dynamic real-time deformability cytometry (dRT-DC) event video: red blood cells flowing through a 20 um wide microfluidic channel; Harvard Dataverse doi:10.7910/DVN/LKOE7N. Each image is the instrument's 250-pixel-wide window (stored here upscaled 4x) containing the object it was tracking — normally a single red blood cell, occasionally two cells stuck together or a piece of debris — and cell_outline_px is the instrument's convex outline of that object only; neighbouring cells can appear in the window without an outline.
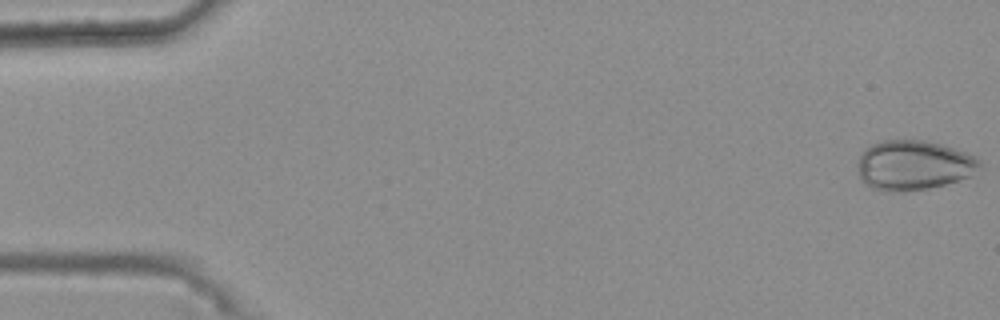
{"species": "common noctule bat (a hibernating species)", "species_latin": "Nyctalus noctula", "temperature_condition": "warm", "stored_images_in_passage": 47, "camera_frame_rate_fps": 3000, "um_per_image_px": 0.085, "animal": {"sex": "female", "body_mass_g": 25.1}, "frame": {"image": 1, "passage_image": 1, "time_ms": 0.0, "image_size_px": [1000, 320], "cell_outline_px": [[980, 168], [968, 176], [960, 180], [928, 188], [896, 192], [880, 192], [872, 188], [860, 176], [860, 156], [872, 144], [880, 140], [928, 140], [968, 152], [976, 156], [980, 160]], "centroid_in_image_um": [77.71, 14.03], "position_along_channel_um": 7.3, "area_um2": 35.2}}
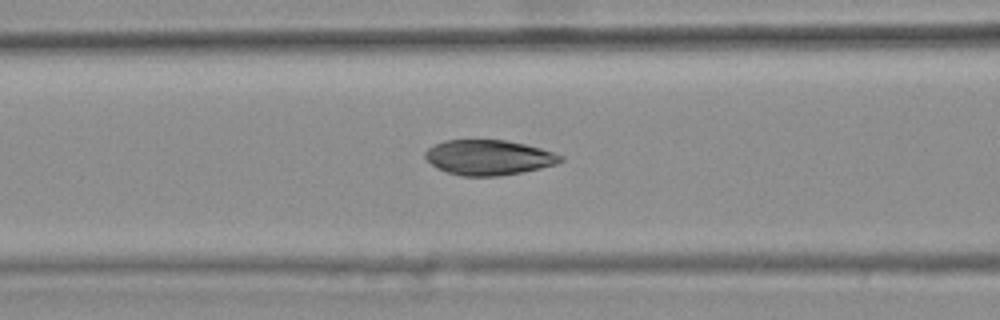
{"frame": {"image": 2, "passage_image": 22, "time_ms": 7.0, "image_size_px": [1000, 320], "cell_outline_px": [[564, 160], [556, 164], [540, 168], [500, 176], [460, 176], [436, 168], [424, 156], [424, 152], [428, 148], [444, 140], [504, 140], [524, 144], [540, 148], [564, 156]], "centroid_in_image_um": [41.53, 13.39], "position_along_channel_um": 125.1, "area_um2": 27.57}}
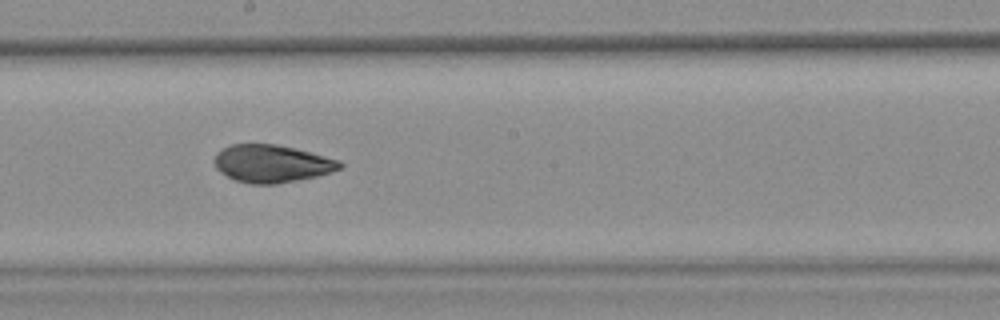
{"frame": {"image": 3, "passage_image": 30, "time_ms": 9.667, "image_size_px": [1000, 320], "cell_outline_px": [[344, 164], [340, 168], [332, 172], [316, 176], [276, 184], [248, 184], [236, 180], [220, 172], [216, 168], [212, 160], [216, 152], [232, 144], [276, 144], [296, 148], [312, 152], [340, 160]], "centroid_in_image_um": [23.09, 13.9], "position_along_channel_um": 225.1, "area_um2": 27.69}, "authors_computed_cell_mechanics": {"area_um2": 29.2468, "velocity_mm_per_s": 3.758, "shape_relaxation_time_tau1_ms": 4.9682, "shape_relaxation_time_tau2_ms": 1.7758, "deformation_change_tau1": 0.1026, "deformation_change_tau2": 0.0388}}